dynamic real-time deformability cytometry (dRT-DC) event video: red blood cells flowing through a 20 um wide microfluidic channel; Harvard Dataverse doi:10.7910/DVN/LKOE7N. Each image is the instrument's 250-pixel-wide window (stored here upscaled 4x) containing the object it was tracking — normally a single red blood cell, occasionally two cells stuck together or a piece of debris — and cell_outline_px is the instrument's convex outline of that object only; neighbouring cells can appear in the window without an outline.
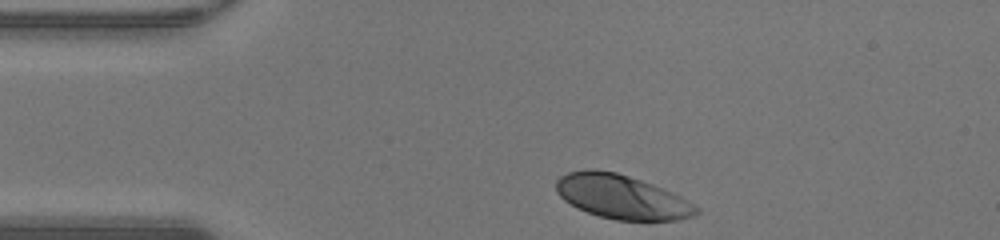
{"species": "human", "species_latin": "Homo sapiens", "temperature_condition": "warm", "stored_images_in_passage": 30, "camera_frame_rate_fps": 3000, "um_per_image_px": 0.085, "donor": {"sex": "male"}, "frame": {"image": 1, "passage_image": 1, "time_ms": 0.0, "image_size_px": [1000, 240], "cell_outline_px": [[700, 212], [696, 216], [680, 220], [616, 220], [600, 216], [576, 208], [564, 200], [556, 192], [556, 180], [560, 176], [568, 172], [584, 168], [596, 168], [616, 172], [652, 184], [672, 192], [680, 196], [700, 208]], "centroid_in_image_um": [52.84, 16.72], "position_along_channel_um": 32.2, "area_um2": 36.24}}
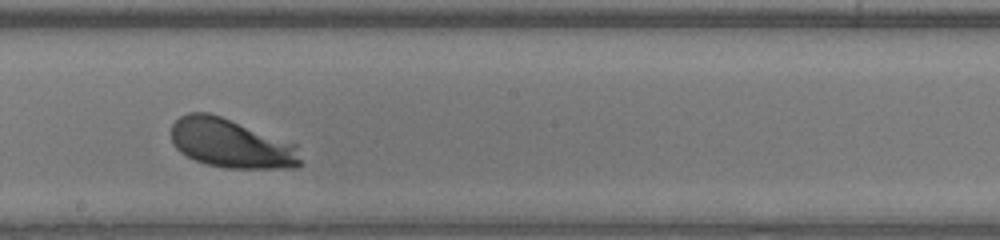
{"frame": {"image": 2, "passage_image": 18, "time_ms": 5.667, "image_size_px": [1000, 240], "cell_outline_px": [[300, 164], [296, 168], [224, 168], [204, 164], [180, 152], [172, 144], [172, 124], [180, 116], [188, 112], [208, 112], [220, 116], [296, 144], [300, 160]], "centroid_in_image_um": [19.61, 12.2], "position_along_channel_um": 228.6, "area_um2": 36.76}}
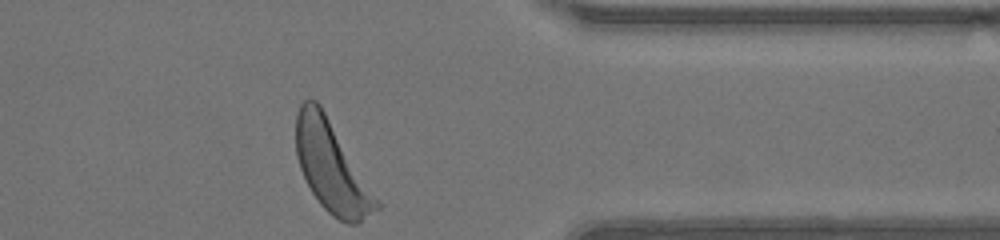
{"frame": {"image": 3, "passage_image": 30, "time_ms": 9.667, "image_size_px": [1000, 240], "cell_outline_px": [[380, 208], [356, 224], [348, 224], [332, 216], [320, 204], [312, 192], [300, 168], [296, 156], [296, 112], [300, 104], [304, 100], [316, 100], [320, 104], [380, 204]], "centroid_in_image_um": [28.14, 14.2], "position_along_channel_um": 383.3, "area_um2": 41.33}, "authors_computed_cell_mechanics": {"area_um2": 36.6741, "velocity_mm_per_s": 4.2623, "shape_relaxation_time_tau1_ms": 1.5171, "shape_relaxation_time_tau2_ms": null, "deformation_change_tau1": 0.1488, "deformation_change_tau2": null}}